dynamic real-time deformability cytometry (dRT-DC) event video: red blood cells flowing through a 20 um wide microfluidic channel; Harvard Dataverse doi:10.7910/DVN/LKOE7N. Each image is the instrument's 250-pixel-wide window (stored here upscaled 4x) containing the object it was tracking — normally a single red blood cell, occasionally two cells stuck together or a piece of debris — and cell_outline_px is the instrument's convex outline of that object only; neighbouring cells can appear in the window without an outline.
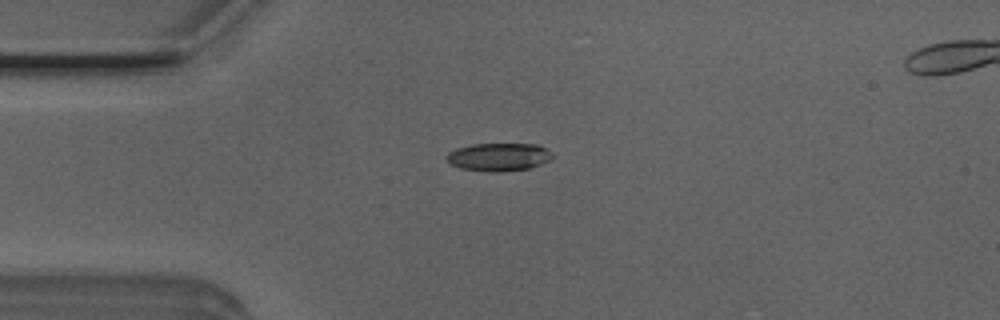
{"species": "Egyptian fruit bat (a non-hibernating species)", "species_latin": "Rousettus aegyptiacus", "temperature_condition": "room temperature", "stored_images_in_passage": 33, "camera_frame_rate_fps": 3000, "um_per_image_px": 0.085, "animal": {"sex": "male"}, "frame": {"image": 1, "passage_image": 1, "time_ms": 0.0, "image_size_px": [1000, 320], "cell_outline_px": [[552, 156], [548, 160], [540, 164], [528, 168], [496, 172], [460, 168], [452, 164], [444, 156], [448, 152], [456, 148], [472, 144], [536, 144], [552, 152]], "centroid_in_image_um": [42.35, 13.33], "position_along_channel_um": 42.6, "area_um2": 16.99}}
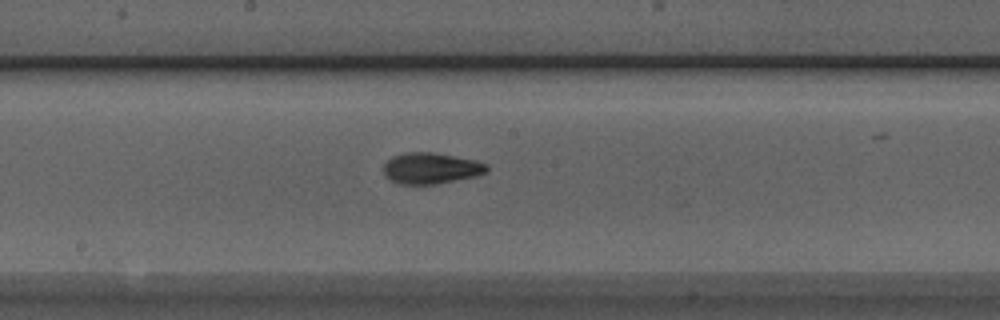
{"frame": {"image": 2, "passage_image": 15, "time_ms": 4.667, "image_size_px": [1000, 320], "cell_outline_px": [[488, 172], [476, 176], [436, 184], [400, 184], [384, 176], [384, 164], [392, 156], [404, 152], [432, 152], [472, 160], [488, 164]], "centroid_in_image_um": [36.61, 14.3], "position_along_channel_um": 211.6, "area_um2": 18.61}}
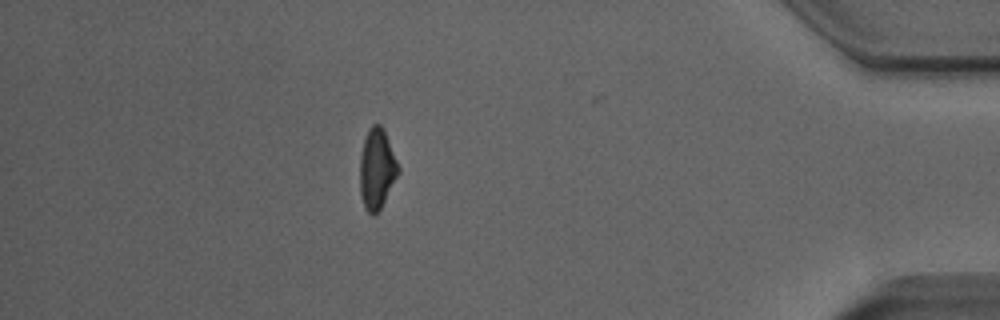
{"frame": {"image": 3, "passage_image": 33, "time_ms": 10.667, "image_size_px": [1000, 320], "cell_outline_px": [[400, 172], [380, 208], [372, 216], [364, 208], [360, 192], [360, 156], [364, 140], [368, 128], [372, 124], [380, 124], [384, 128], [400, 168]], "centroid_in_image_um": [32.03, 14.32], "position_along_channel_um": 403.2, "area_um2": 18.03}, "authors_computed_cell_mechanics": {"area_um2": 18.0914, "velocity_mm_per_s": 4.0314, "shape_relaxation_time_tau1_ms": 5.2532, "shape_relaxation_time_tau2_ms": 2.483, "deformation_change_tau1": 0.1533, "deformation_change_tau2": 0.0898}}